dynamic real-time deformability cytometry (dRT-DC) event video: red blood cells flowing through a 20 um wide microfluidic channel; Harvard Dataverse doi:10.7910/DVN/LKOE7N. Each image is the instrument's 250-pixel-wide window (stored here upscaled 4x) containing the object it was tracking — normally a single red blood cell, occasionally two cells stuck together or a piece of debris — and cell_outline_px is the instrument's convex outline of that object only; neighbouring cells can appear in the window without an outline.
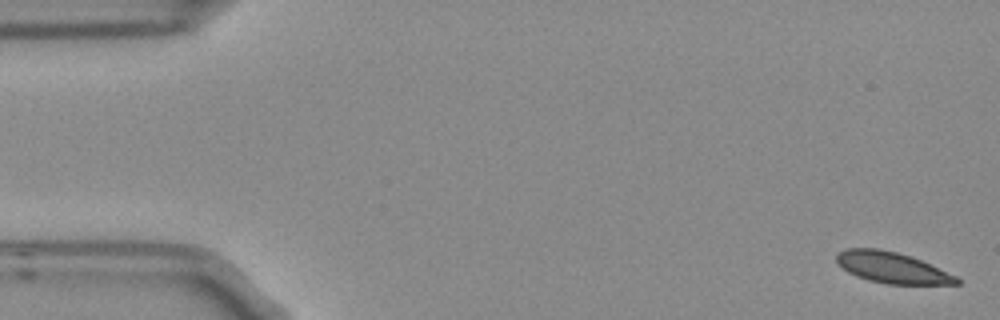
{"species": "Egyptian fruit bat (a non-hibernating species)", "species_latin": "Rousettus aegyptiacus", "temperature_condition": "room temperature", "stored_images_in_passage": 5, "camera_frame_rate_fps": 3000, "um_per_image_px": 0.085, "frame": {"image": 1, "passage_image": 1, "time_ms": 0.0, "image_size_px": [1000, 320], "cell_outline_px": [[960, 284], [888, 284], [868, 280], [856, 276], [848, 272], [836, 260], [836, 252], [844, 248], [880, 248], [912, 256], [956, 276], [960, 280]], "centroid_in_image_um": [75.79, 22.73], "position_along_channel_um": 9.2, "area_um2": 21.68}}
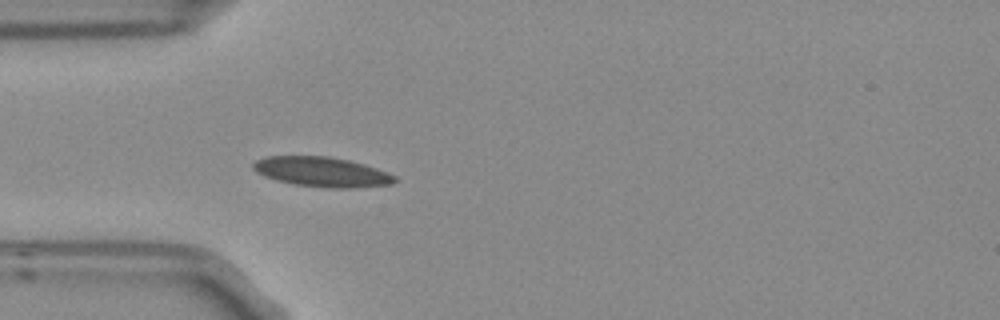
{"frame": {"image": 2, "passage_image": 5, "time_ms": 1.333, "image_size_px": [1000, 320], "cell_outline_px": [[396, 180], [392, 184], [356, 188], [328, 188], [292, 184], [276, 180], [264, 176], [256, 172], [252, 168], [252, 164], [256, 160], [264, 156], [328, 156], [348, 160], [364, 164], [388, 172], [396, 176]], "centroid_in_image_um": [27.34, 14.61], "position_along_channel_um": 57.7, "area_um2": 24.8}}